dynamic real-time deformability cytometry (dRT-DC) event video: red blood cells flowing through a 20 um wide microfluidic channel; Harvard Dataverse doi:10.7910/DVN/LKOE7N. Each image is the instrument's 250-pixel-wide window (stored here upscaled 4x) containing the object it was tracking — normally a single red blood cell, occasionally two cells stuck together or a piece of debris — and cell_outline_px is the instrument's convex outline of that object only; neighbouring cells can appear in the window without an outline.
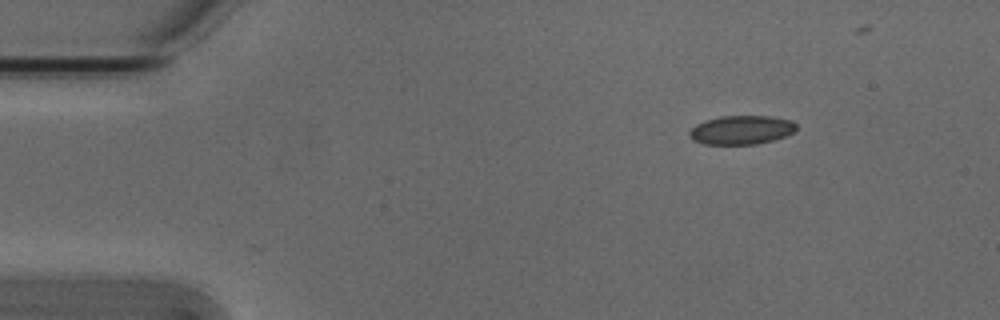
{"species": "Egyptian fruit bat (a non-hibernating species)", "species_latin": "Rousettus aegyptiacus", "temperature_condition": "cold", "stored_images_in_passage": 4, "camera_frame_rate_fps": 3000, "um_per_image_px": 0.085, "animal": {"sex": "male"}, "frame": {"image": 1, "passage_image": 1, "time_ms": 0.0, "image_size_px": [1000, 320], "cell_outline_px": [[796, 128], [792, 132], [784, 136], [772, 140], [756, 144], [704, 144], [692, 140], [688, 136], [688, 132], [696, 124], [704, 120], [720, 116], [772, 116], [792, 120], [796, 124]], "centroid_in_image_um": [62.98, 11.04], "position_along_channel_um": 22.0, "area_um2": 18.03}}